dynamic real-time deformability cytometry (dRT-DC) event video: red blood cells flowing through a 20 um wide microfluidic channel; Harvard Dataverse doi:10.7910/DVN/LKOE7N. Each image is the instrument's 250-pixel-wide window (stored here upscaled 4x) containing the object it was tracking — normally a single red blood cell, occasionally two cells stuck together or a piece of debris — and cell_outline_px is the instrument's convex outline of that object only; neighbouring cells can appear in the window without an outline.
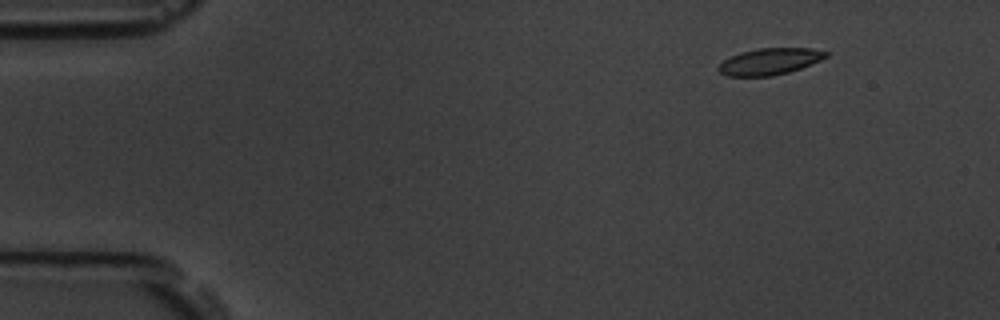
{"species": "common noctule bat (a hibernating species)", "species_latin": "Nyctalus noctula", "temperature_condition": "room temperature", "stored_images_in_passage": 5, "camera_frame_rate_fps": 3000, "um_per_image_px": 0.085, "animal": {"sex": "male", "body_mass_g": 19.5, "forearm_length_mm": 54.6}, "frame": {"image": 1, "passage_image": 2, "time_ms": 1.333, "image_size_px": [1000, 320], "cell_outline_px": [[828, 56], [820, 60], [800, 68], [788, 72], [772, 76], [728, 76], [720, 72], [716, 68], [724, 60], [740, 52], [760, 48], [812, 48], [828, 52]], "centroid_in_image_um": [65.42, 5.22], "position_along_channel_um": 19.6, "area_um2": 16.47}}
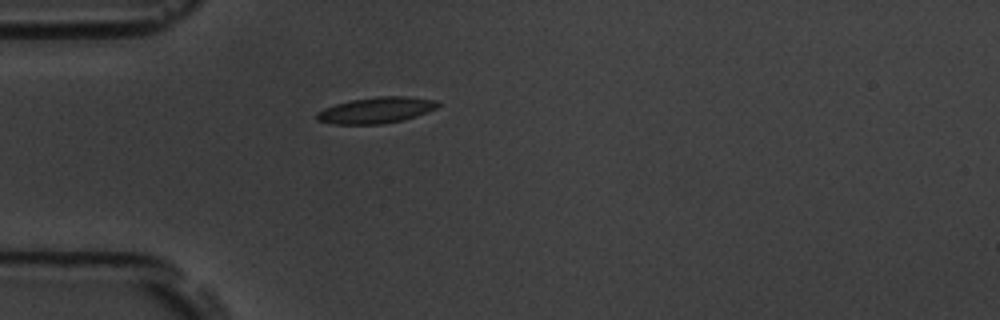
{"frame": {"image": 2, "passage_image": 5, "time_ms": 4.667, "image_size_px": [1000, 320], "cell_outline_px": [[440, 104], [436, 108], [416, 116], [404, 120], [380, 124], [332, 124], [316, 120], [316, 112], [324, 108], [336, 104], [352, 100], [376, 96], [408, 96], [436, 100]], "centroid_in_image_um": [31.96, 9.37], "position_along_channel_um": 53.0, "area_um2": 18.44}}